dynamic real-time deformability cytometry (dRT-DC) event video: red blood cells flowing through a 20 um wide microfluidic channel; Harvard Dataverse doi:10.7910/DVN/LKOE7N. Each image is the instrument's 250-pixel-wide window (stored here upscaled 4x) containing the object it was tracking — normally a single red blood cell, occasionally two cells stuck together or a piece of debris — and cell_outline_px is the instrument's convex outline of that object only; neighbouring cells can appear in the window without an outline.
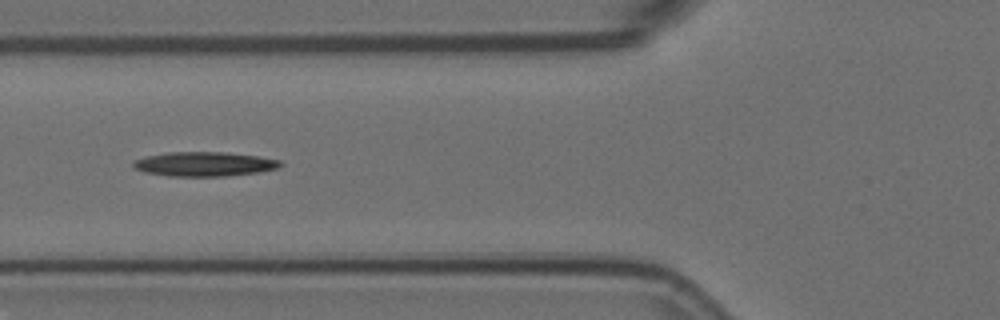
{"species": "Egyptian fruit bat (a non-hibernating species)", "species_latin": "Rousettus aegyptiacus", "temperature_condition": "room temperature", "stored_images_in_passage": 5, "camera_frame_rate_fps": 3000, "um_per_image_px": 0.085, "animal": {"sex": "female"}, "frame": {"image": 1, "passage_image": 5, "time_ms": 1.333, "image_size_px": [1000, 320], "cell_outline_px": [[284, 164], [276, 168], [260, 172], [228, 176], [168, 176], [144, 172], [132, 168], [132, 164], [136, 160], [148, 156], [168, 152], [224, 152], [256, 156], [280, 160]], "centroid_in_image_um": [17.36, 13.95], "position_along_channel_um": 108.4, "area_um2": 20.87}}